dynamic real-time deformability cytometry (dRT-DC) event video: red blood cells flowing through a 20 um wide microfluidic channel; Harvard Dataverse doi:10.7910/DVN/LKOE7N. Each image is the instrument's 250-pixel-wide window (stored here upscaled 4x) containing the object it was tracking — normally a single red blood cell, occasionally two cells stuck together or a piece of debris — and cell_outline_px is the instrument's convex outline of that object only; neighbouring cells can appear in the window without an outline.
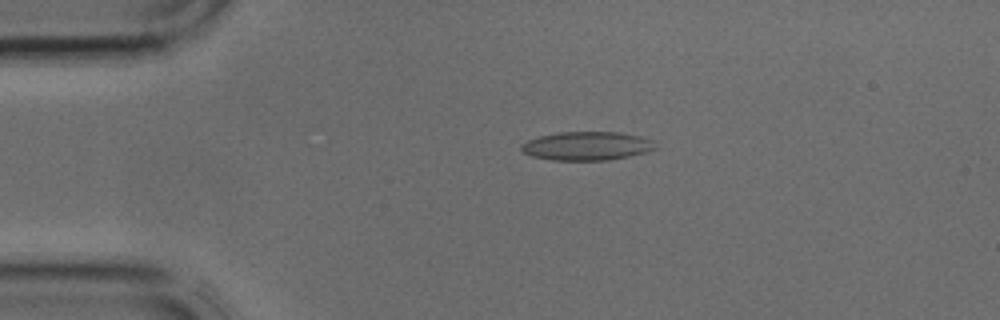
{"species": "common noctule bat (a hibernating species)", "species_latin": "Nyctalus noctula", "temperature_condition": "cold", "stored_images_in_passage": 36, "camera_frame_rate_fps": 3000, "um_per_image_px": 0.085, "animal": {"sex": "male", "body_mass_g": 17.9, "forearm_length_mm": 54.2}, "frame": {"image": 1, "passage_image": 5, "time_ms": 1.333, "image_size_px": [1000, 320], "cell_outline_px": [[656, 148], [644, 152], [628, 156], [608, 160], [552, 160], [532, 156], [524, 152], [520, 148], [520, 144], [528, 140], [540, 136], [556, 132], [620, 132], [640, 136], [652, 140]], "centroid_in_image_um": [49.85, 12.4], "position_along_channel_um": 35.2, "area_um2": 22.25}}
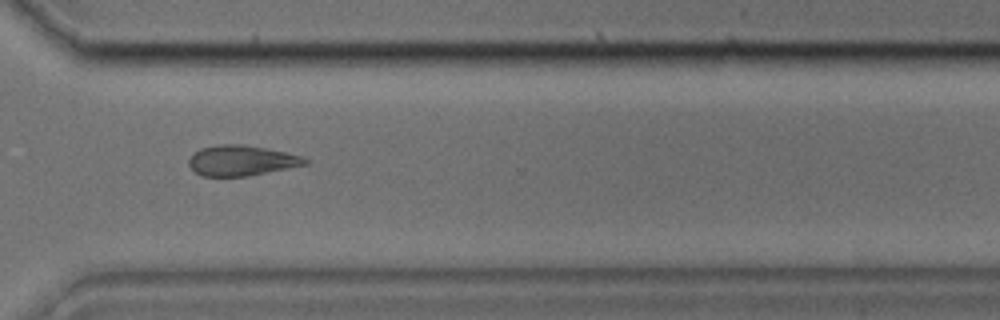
{"frame": {"image": 2, "passage_image": 26, "time_ms": 8.333, "image_size_px": [1000, 320], "cell_outline_px": [[308, 164], [248, 176], [200, 176], [188, 164], [188, 160], [200, 148], [220, 144], [244, 144], [284, 152], [300, 156], [308, 160]], "centroid_in_image_um": [20.5, 13.65], "position_along_channel_um": 350.1, "area_um2": 20.35}}
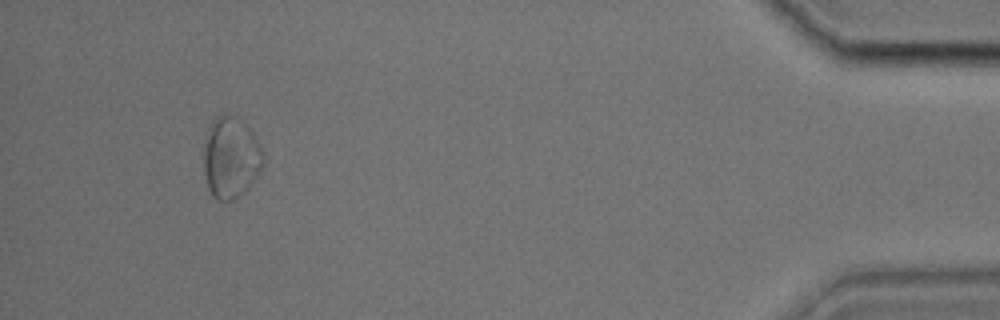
{"frame": {"image": 3, "passage_image": 34, "time_ms": 11.0, "image_size_px": [1000, 320], "cell_outline_px": [[264, 164], [260, 172], [248, 188], [232, 200], [216, 200], [212, 196], [208, 188], [204, 172], [204, 144], [208, 128], [212, 120], [216, 116], [236, 116], [248, 124], [264, 152]], "centroid_in_image_um": [19.63, 13.38], "position_along_channel_um": 415.6, "area_um2": 28.44}}